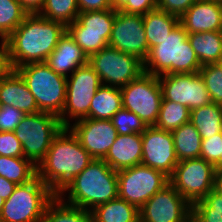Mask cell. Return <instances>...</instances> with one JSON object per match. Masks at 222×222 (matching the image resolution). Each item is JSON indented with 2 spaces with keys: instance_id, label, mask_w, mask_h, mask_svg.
<instances>
[{
  "instance_id": "ffe728a7",
  "label": "cell",
  "mask_w": 222,
  "mask_h": 222,
  "mask_svg": "<svg viewBox=\"0 0 222 222\" xmlns=\"http://www.w3.org/2000/svg\"><path fill=\"white\" fill-rule=\"evenodd\" d=\"M45 63L56 73L68 77L69 72L88 64V57L66 31Z\"/></svg>"
},
{
  "instance_id": "7dc6e473",
  "label": "cell",
  "mask_w": 222,
  "mask_h": 222,
  "mask_svg": "<svg viewBox=\"0 0 222 222\" xmlns=\"http://www.w3.org/2000/svg\"><path fill=\"white\" fill-rule=\"evenodd\" d=\"M178 222H200V220L198 219L197 215L193 212V210H191Z\"/></svg>"
},
{
  "instance_id": "d6986e66",
  "label": "cell",
  "mask_w": 222,
  "mask_h": 222,
  "mask_svg": "<svg viewBox=\"0 0 222 222\" xmlns=\"http://www.w3.org/2000/svg\"><path fill=\"white\" fill-rule=\"evenodd\" d=\"M180 23L188 34L220 31L222 3L213 0H198L180 17Z\"/></svg>"
},
{
  "instance_id": "4fadbf2b",
  "label": "cell",
  "mask_w": 222,
  "mask_h": 222,
  "mask_svg": "<svg viewBox=\"0 0 222 222\" xmlns=\"http://www.w3.org/2000/svg\"><path fill=\"white\" fill-rule=\"evenodd\" d=\"M118 198L140 209L170 181L164 173L143 164L117 171Z\"/></svg>"
},
{
  "instance_id": "52a82bcc",
  "label": "cell",
  "mask_w": 222,
  "mask_h": 222,
  "mask_svg": "<svg viewBox=\"0 0 222 222\" xmlns=\"http://www.w3.org/2000/svg\"><path fill=\"white\" fill-rule=\"evenodd\" d=\"M62 128L59 117L52 113L26 114L14 131L22 144L24 158L38 166Z\"/></svg>"
},
{
  "instance_id": "9a60e30c",
  "label": "cell",
  "mask_w": 222,
  "mask_h": 222,
  "mask_svg": "<svg viewBox=\"0 0 222 222\" xmlns=\"http://www.w3.org/2000/svg\"><path fill=\"white\" fill-rule=\"evenodd\" d=\"M109 46L123 53L135 55L144 62L149 53V46L143 15L116 11Z\"/></svg>"
},
{
  "instance_id": "484cf974",
  "label": "cell",
  "mask_w": 222,
  "mask_h": 222,
  "mask_svg": "<svg viewBox=\"0 0 222 222\" xmlns=\"http://www.w3.org/2000/svg\"><path fill=\"white\" fill-rule=\"evenodd\" d=\"M91 214L93 222H139V209L120 198L97 205Z\"/></svg>"
},
{
  "instance_id": "2e32d148",
  "label": "cell",
  "mask_w": 222,
  "mask_h": 222,
  "mask_svg": "<svg viewBox=\"0 0 222 222\" xmlns=\"http://www.w3.org/2000/svg\"><path fill=\"white\" fill-rule=\"evenodd\" d=\"M142 135L141 164L172 176L178 159L175 154L173 135L169 131L148 126Z\"/></svg>"
},
{
  "instance_id": "836d02e7",
  "label": "cell",
  "mask_w": 222,
  "mask_h": 222,
  "mask_svg": "<svg viewBox=\"0 0 222 222\" xmlns=\"http://www.w3.org/2000/svg\"><path fill=\"white\" fill-rule=\"evenodd\" d=\"M192 210L200 222H222V195L213 190L192 204Z\"/></svg>"
},
{
  "instance_id": "cb8c5ba5",
  "label": "cell",
  "mask_w": 222,
  "mask_h": 222,
  "mask_svg": "<svg viewBox=\"0 0 222 222\" xmlns=\"http://www.w3.org/2000/svg\"><path fill=\"white\" fill-rule=\"evenodd\" d=\"M188 41L201 66L219 63L222 59V33L220 31L188 34Z\"/></svg>"
},
{
  "instance_id": "5bb4252c",
  "label": "cell",
  "mask_w": 222,
  "mask_h": 222,
  "mask_svg": "<svg viewBox=\"0 0 222 222\" xmlns=\"http://www.w3.org/2000/svg\"><path fill=\"white\" fill-rule=\"evenodd\" d=\"M163 100L180 103L193 110L210 104L209 93L199 72L158 76Z\"/></svg>"
},
{
  "instance_id": "ba28073f",
  "label": "cell",
  "mask_w": 222,
  "mask_h": 222,
  "mask_svg": "<svg viewBox=\"0 0 222 222\" xmlns=\"http://www.w3.org/2000/svg\"><path fill=\"white\" fill-rule=\"evenodd\" d=\"M120 91L122 108L135 113L147 126H155L163 100L158 76L143 72Z\"/></svg>"
},
{
  "instance_id": "681fc988",
  "label": "cell",
  "mask_w": 222,
  "mask_h": 222,
  "mask_svg": "<svg viewBox=\"0 0 222 222\" xmlns=\"http://www.w3.org/2000/svg\"><path fill=\"white\" fill-rule=\"evenodd\" d=\"M4 201L5 200L2 197H0V214H1L2 209H3Z\"/></svg>"
},
{
  "instance_id": "603a6c76",
  "label": "cell",
  "mask_w": 222,
  "mask_h": 222,
  "mask_svg": "<svg viewBox=\"0 0 222 222\" xmlns=\"http://www.w3.org/2000/svg\"><path fill=\"white\" fill-rule=\"evenodd\" d=\"M180 22V18L155 8L143 15L146 39L149 49L161 44Z\"/></svg>"
},
{
  "instance_id": "f6af8a7d",
  "label": "cell",
  "mask_w": 222,
  "mask_h": 222,
  "mask_svg": "<svg viewBox=\"0 0 222 222\" xmlns=\"http://www.w3.org/2000/svg\"><path fill=\"white\" fill-rule=\"evenodd\" d=\"M16 184L0 176V197L7 200L8 197L14 192Z\"/></svg>"
},
{
  "instance_id": "74e56055",
  "label": "cell",
  "mask_w": 222,
  "mask_h": 222,
  "mask_svg": "<svg viewBox=\"0 0 222 222\" xmlns=\"http://www.w3.org/2000/svg\"><path fill=\"white\" fill-rule=\"evenodd\" d=\"M222 155V133H217L210 138L202 139L200 158L213 165Z\"/></svg>"
},
{
  "instance_id": "8fae6325",
  "label": "cell",
  "mask_w": 222,
  "mask_h": 222,
  "mask_svg": "<svg viewBox=\"0 0 222 222\" xmlns=\"http://www.w3.org/2000/svg\"><path fill=\"white\" fill-rule=\"evenodd\" d=\"M214 165L203 158L178 161L170 184L191 205L215 189Z\"/></svg>"
},
{
  "instance_id": "3957f363",
  "label": "cell",
  "mask_w": 222,
  "mask_h": 222,
  "mask_svg": "<svg viewBox=\"0 0 222 222\" xmlns=\"http://www.w3.org/2000/svg\"><path fill=\"white\" fill-rule=\"evenodd\" d=\"M68 192V201L63 200ZM64 203L88 211L118 198L117 171L104 160L94 159L57 195Z\"/></svg>"
},
{
  "instance_id": "8992f818",
  "label": "cell",
  "mask_w": 222,
  "mask_h": 222,
  "mask_svg": "<svg viewBox=\"0 0 222 222\" xmlns=\"http://www.w3.org/2000/svg\"><path fill=\"white\" fill-rule=\"evenodd\" d=\"M57 195L36 176L17 185L4 201L0 222H40L48 204Z\"/></svg>"
},
{
  "instance_id": "7c38bea8",
  "label": "cell",
  "mask_w": 222,
  "mask_h": 222,
  "mask_svg": "<svg viewBox=\"0 0 222 222\" xmlns=\"http://www.w3.org/2000/svg\"><path fill=\"white\" fill-rule=\"evenodd\" d=\"M101 85L99 75L89 64L78 67L67 77L66 100L59 116L63 127L70 126V119L76 122L88 118L91 100Z\"/></svg>"
},
{
  "instance_id": "ac0fdd59",
  "label": "cell",
  "mask_w": 222,
  "mask_h": 222,
  "mask_svg": "<svg viewBox=\"0 0 222 222\" xmlns=\"http://www.w3.org/2000/svg\"><path fill=\"white\" fill-rule=\"evenodd\" d=\"M82 147L93 159L103 160L118 133L111 120L84 118L70 125Z\"/></svg>"
},
{
  "instance_id": "44dd1931",
  "label": "cell",
  "mask_w": 222,
  "mask_h": 222,
  "mask_svg": "<svg viewBox=\"0 0 222 222\" xmlns=\"http://www.w3.org/2000/svg\"><path fill=\"white\" fill-rule=\"evenodd\" d=\"M142 150L141 133L118 134L103 160L113 170L119 171L141 164Z\"/></svg>"
},
{
  "instance_id": "4316f807",
  "label": "cell",
  "mask_w": 222,
  "mask_h": 222,
  "mask_svg": "<svg viewBox=\"0 0 222 222\" xmlns=\"http://www.w3.org/2000/svg\"><path fill=\"white\" fill-rule=\"evenodd\" d=\"M171 133L178 161L200 158L202 137L190 121Z\"/></svg>"
},
{
  "instance_id": "d6a6232c",
  "label": "cell",
  "mask_w": 222,
  "mask_h": 222,
  "mask_svg": "<svg viewBox=\"0 0 222 222\" xmlns=\"http://www.w3.org/2000/svg\"><path fill=\"white\" fill-rule=\"evenodd\" d=\"M27 15L18 0H0V38L6 40Z\"/></svg>"
},
{
  "instance_id": "30bf717a",
  "label": "cell",
  "mask_w": 222,
  "mask_h": 222,
  "mask_svg": "<svg viewBox=\"0 0 222 222\" xmlns=\"http://www.w3.org/2000/svg\"><path fill=\"white\" fill-rule=\"evenodd\" d=\"M115 16L114 9L80 12L66 31L89 58L109 46Z\"/></svg>"
},
{
  "instance_id": "4dcf8cb0",
  "label": "cell",
  "mask_w": 222,
  "mask_h": 222,
  "mask_svg": "<svg viewBox=\"0 0 222 222\" xmlns=\"http://www.w3.org/2000/svg\"><path fill=\"white\" fill-rule=\"evenodd\" d=\"M191 110L173 101L162 100L155 127L172 132L190 121Z\"/></svg>"
},
{
  "instance_id": "83f0119b",
  "label": "cell",
  "mask_w": 222,
  "mask_h": 222,
  "mask_svg": "<svg viewBox=\"0 0 222 222\" xmlns=\"http://www.w3.org/2000/svg\"><path fill=\"white\" fill-rule=\"evenodd\" d=\"M190 122L200 133L202 139L222 133V106L211 102L191 110Z\"/></svg>"
},
{
  "instance_id": "bcb514c9",
  "label": "cell",
  "mask_w": 222,
  "mask_h": 222,
  "mask_svg": "<svg viewBox=\"0 0 222 222\" xmlns=\"http://www.w3.org/2000/svg\"><path fill=\"white\" fill-rule=\"evenodd\" d=\"M215 191L222 195V171L216 172L215 176Z\"/></svg>"
},
{
  "instance_id": "ee69618b",
  "label": "cell",
  "mask_w": 222,
  "mask_h": 222,
  "mask_svg": "<svg viewBox=\"0 0 222 222\" xmlns=\"http://www.w3.org/2000/svg\"><path fill=\"white\" fill-rule=\"evenodd\" d=\"M18 2L28 14H39L45 4V0H18Z\"/></svg>"
},
{
  "instance_id": "e575fe53",
  "label": "cell",
  "mask_w": 222,
  "mask_h": 222,
  "mask_svg": "<svg viewBox=\"0 0 222 222\" xmlns=\"http://www.w3.org/2000/svg\"><path fill=\"white\" fill-rule=\"evenodd\" d=\"M199 74L213 103L222 106V66L220 63L203 65Z\"/></svg>"
},
{
  "instance_id": "f35d334b",
  "label": "cell",
  "mask_w": 222,
  "mask_h": 222,
  "mask_svg": "<svg viewBox=\"0 0 222 222\" xmlns=\"http://www.w3.org/2000/svg\"><path fill=\"white\" fill-rule=\"evenodd\" d=\"M0 155L7 157H24L21 142L13 131L0 132Z\"/></svg>"
},
{
  "instance_id": "6da1fadb",
  "label": "cell",
  "mask_w": 222,
  "mask_h": 222,
  "mask_svg": "<svg viewBox=\"0 0 222 222\" xmlns=\"http://www.w3.org/2000/svg\"><path fill=\"white\" fill-rule=\"evenodd\" d=\"M93 160L71 129L63 127L38 164L37 176L58 195Z\"/></svg>"
},
{
  "instance_id": "d590c367",
  "label": "cell",
  "mask_w": 222,
  "mask_h": 222,
  "mask_svg": "<svg viewBox=\"0 0 222 222\" xmlns=\"http://www.w3.org/2000/svg\"><path fill=\"white\" fill-rule=\"evenodd\" d=\"M111 122L120 135L143 133L148 127L135 113L124 108L113 115Z\"/></svg>"
},
{
  "instance_id": "7bdbcfd3",
  "label": "cell",
  "mask_w": 222,
  "mask_h": 222,
  "mask_svg": "<svg viewBox=\"0 0 222 222\" xmlns=\"http://www.w3.org/2000/svg\"><path fill=\"white\" fill-rule=\"evenodd\" d=\"M79 12L112 9L111 0H77Z\"/></svg>"
},
{
  "instance_id": "7a4b0ae2",
  "label": "cell",
  "mask_w": 222,
  "mask_h": 222,
  "mask_svg": "<svg viewBox=\"0 0 222 222\" xmlns=\"http://www.w3.org/2000/svg\"><path fill=\"white\" fill-rule=\"evenodd\" d=\"M66 27L39 14H28L6 39L13 69L29 63L45 62Z\"/></svg>"
},
{
  "instance_id": "f546056e",
  "label": "cell",
  "mask_w": 222,
  "mask_h": 222,
  "mask_svg": "<svg viewBox=\"0 0 222 222\" xmlns=\"http://www.w3.org/2000/svg\"><path fill=\"white\" fill-rule=\"evenodd\" d=\"M40 222H93V217L91 211L68 205L56 196Z\"/></svg>"
},
{
  "instance_id": "9c48e42d",
  "label": "cell",
  "mask_w": 222,
  "mask_h": 222,
  "mask_svg": "<svg viewBox=\"0 0 222 222\" xmlns=\"http://www.w3.org/2000/svg\"><path fill=\"white\" fill-rule=\"evenodd\" d=\"M88 64L99 75L102 85L123 87L143 72V61L137 56L107 46L88 58ZM109 83V84H107Z\"/></svg>"
},
{
  "instance_id": "f1b7e54d",
  "label": "cell",
  "mask_w": 222,
  "mask_h": 222,
  "mask_svg": "<svg viewBox=\"0 0 222 222\" xmlns=\"http://www.w3.org/2000/svg\"><path fill=\"white\" fill-rule=\"evenodd\" d=\"M0 176L16 185L25 184L37 176V166L24 157L0 155Z\"/></svg>"
},
{
  "instance_id": "d4e9b609",
  "label": "cell",
  "mask_w": 222,
  "mask_h": 222,
  "mask_svg": "<svg viewBox=\"0 0 222 222\" xmlns=\"http://www.w3.org/2000/svg\"><path fill=\"white\" fill-rule=\"evenodd\" d=\"M122 108V94L119 87L101 85L91 100L88 118L111 120Z\"/></svg>"
},
{
  "instance_id": "60d3db41",
  "label": "cell",
  "mask_w": 222,
  "mask_h": 222,
  "mask_svg": "<svg viewBox=\"0 0 222 222\" xmlns=\"http://www.w3.org/2000/svg\"><path fill=\"white\" fill-rule=\"evenodd\" d=\"M198 0H157V8L181 17Z\"/></svg>"
},
{
  "instance_id": "277c9868",
  "label": "cell",
  "mask_w": 222,
  "mask_h": 222,
  "mask_svg": "<svg viewBox=\"0 0 222 222\" xmlns=\"http://www.w3.org/2000/svg\"><path fill=\"white\" fill-rule=\"evenodd\" d=\"M143 67L144 72L160 76L197 73L202 66L188 41V32L179 22L161 44L149 49Z\"/></svg>"
},
{
  "instance_id": "c3c4849f",
  "label": "cell",
  "mask_w": 222,
  "mask_h": 222,
  "mask_svg": "<svg viewBox=\"0 0 222 222\" xmlns=\"http://www.w3.org/2000/svg\"><path fill=\"white\" fill-rule=\"evenodd\" d=\"M215 172L222 171V155L220 159L214 164Z\"/></svg>"
},
{
  "instance_id": "b9f144b4",
  "label": "cell",
  "mask_w": 222,
  "mask_h": 222,
  "mask_svg": "<svg viewBox=\"0 0 222 222\" xmlns=\"http://www.w3.org/2000/svg\"><path fill=\"white\" fill-rule=\"evenodd\" d=\"M0 80L7 77L14 69L9 55V48L6 40L1 39L0 43Z\"/></svg>"
},
{
  "instance_id": "e0dca14e",
  "label": "cell",
  "mask_w": 222,
  "mask_h": 222,
  "mask_svg": "<svg viewBox=\"0 0 222 222\" xmlns=\"http://www.w3.org/2000/svg\"><path fill=\"white\" fill-rule=\"evenodd\" d=\"M191 210L192 205L169 183L139 209V222H178Z\"/></svg>"
},
{
  "instance_id": "5b68a950",
  "label": "cell",
  "mask_w": 222,
  "mask_h": 222,
  "mask_svg": "<svg viewBox=\"0 0 222 222\" xmlns=\"http://www.w3.org/2000/svg\"><path fill=\"white\" fill-rule=\"evenodd\" d=\"M15 71L35 98L40 112L62 114L66 100L67 77L56 73L45 62L29 63Z\"/></svg>"
},
{
  "instance_id": "ab89813d",
  "label": "cell",
  "mask_w": 222,
  "mask_h": 222,
  "mask_svg": "<svg viewBox=\"0 0 222 222\" xmlns=\"http://www.w3.org/2000/svg\"><path fill=\"white\" fill-rule=\"evenodd\" d=\"M25 116L22 111L12 107L0 106V132L15 131L21 119Z\"/></svg>"
},
{
  "instance_id": "7402d4cb",
  "label": "cell",
  "mask_w": 222,
  "mask_h": 222,
  "mask_svg": "<svg viewBox=\"0 0 222 222\" xmlns=\"http://www.w3.org/2000/svg\"><path fill=\"white\" fill-rule=\"evenodd\" d=\"M1 105L12 106L25 115L40 112L34 96L15 70L0 80Z\"/></svg>"
},
{
  "instance_id": "1f68e13d",
  "label": "cell",
  "mask_w": 222,
  "mask_h": 222,
  "mask_svg": "<svg viewBox=\"0 0 222 222\" xmlns=\"http://www.w3.org/2000/svg\"><path fill=\"white\" fill-rule=\"evenodd\" d=\"M79 13L77 0H45L39 15L67 27L76 21Z\"/></svg>"
},
{
  "instance_id": "8d00e7d4",
  "label": "cell",
  "mask_w": 222,
  "mask_h": 222,
  "mask_svg": "<svg viewBox=\"0 0 222 222\" xmlns=\"http://www.w3.org/2000/svg\"><path fill=\"white\" fill-rule=\"evenodd\" d=\"M112 9L127 14H141L157 8V0H111Z\"/></svg>"
}]
</instances>
